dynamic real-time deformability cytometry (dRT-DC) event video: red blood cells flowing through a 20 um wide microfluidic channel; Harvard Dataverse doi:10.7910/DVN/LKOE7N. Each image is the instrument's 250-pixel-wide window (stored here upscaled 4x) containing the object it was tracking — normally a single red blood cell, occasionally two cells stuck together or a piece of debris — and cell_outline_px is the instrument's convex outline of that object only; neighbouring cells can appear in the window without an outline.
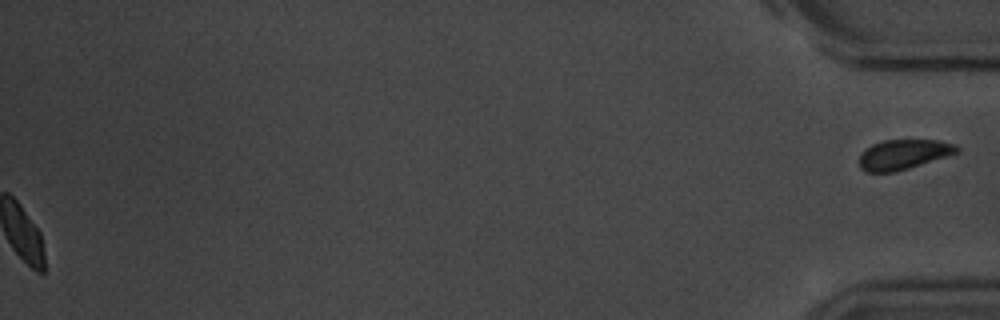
{"species": "common noctule bat (a hibernating species)", "species_latin": "Nyctalus noctula", "temperature_condition": "room temperature", "stored_images_in_passage": 55, "segment_of_instrument_passage": [2, 2], "camera_frame_rate_fps": 3000, "um_per_image_px": 0.085, "animal": {"sex": "male", "body_mass_g": 20.1, "forearm_length_mm": 53.5}, "frame": {"image": 1, "passage_image": 55, "time_ms": 18.0, "image_size_px": [1000, 320], "cell_outline_px": [[960, 152], [896, 172], [868, 172], [860, 168], [860, 156], [872, 144], [884, 140], [936, 140], [956, 144], [960, 148]], "centroid_in_image_um": [76.84, 13.12], "position_along_channel_um": 358.4, "area_um2": 16.88}}